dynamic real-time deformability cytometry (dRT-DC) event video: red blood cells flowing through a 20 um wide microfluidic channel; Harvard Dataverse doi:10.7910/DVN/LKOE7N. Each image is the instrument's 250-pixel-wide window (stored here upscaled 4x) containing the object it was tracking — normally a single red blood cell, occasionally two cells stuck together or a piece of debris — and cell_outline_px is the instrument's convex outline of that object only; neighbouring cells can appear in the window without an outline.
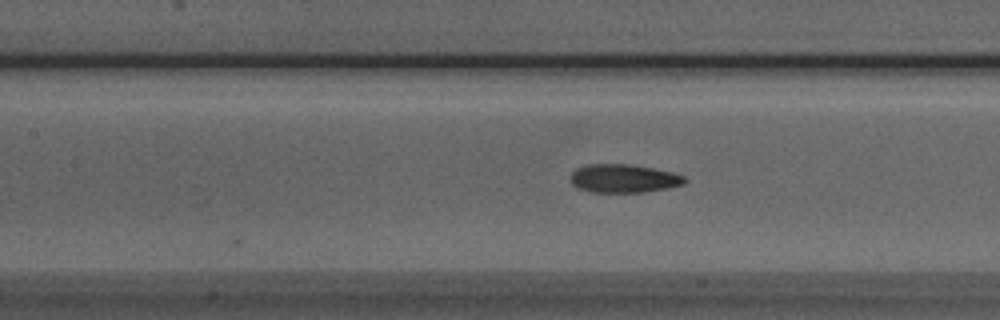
{"species": "Egyptian fruit bat (a non-hibernating species)", "species_latin": "Rousettus aegyptiacus", "temperature_condition": "room temperature", "stored_images_in_passage": 29, "camera_frame_rate_fps": 3000, "um_per_image_px": 0.085, "animal": {"sex": "male"}, "frame": {"image": 1, "passage_image": 10, "time_ms": 3.0, "image_size_px": [1000, 320], "cell_outline_px": [[688, 180], [684, 184], [668, 188], [644, 192], [592, 192], [576, 188], [572, 184], [572, 172], [576, 168], [588, 164], [632, 164], [672, 172], [684, 176]], "centroid_in_image_um": [53.02, 15.17], "position_along_channel_um": 154.4, "area_um2": 18.96}}
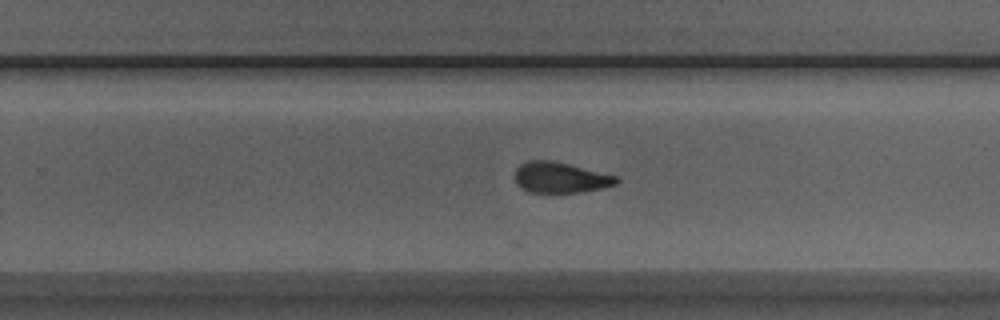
{"frame": {"image": 2, "passage_image": 20, "time_ms": 6.333, "image_size_px": [1000, 320], "cell_outline_px": [[620, 180], [616, 184], [600, 188], [580, 192], [528, 192], [520, 188], [516, 184], [516, 168], [520, 164], [528, 160], [552, 160], [616, 176]], "centroid_in_image_um": [47.59, 15.09], "position_along_channel_um": 282.2, "area_um2": 17.98}}
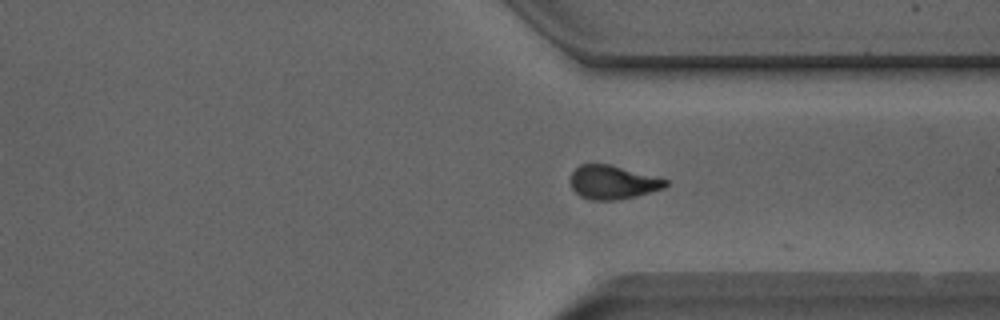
{"frame": {"image": 3, "passage_image": 26, "time_ms": 8.333, "image_size_px": [1000, 320], "cell_outline_px": [[668, 184], [664, 188], [636, 196], [616, 200], [592, 200], [580, 196], [572, 188], [572, 172], [580, 164], [608, 164], [668, 180]], "centroid_in_image_um": [52.08, 15.5], "position_along_channel_um": 359.3, "area_um2": 18.32}, "authors_computed_cell_mechanics": {"area_um2": 18.9584, "velocity_mm_per_s": 3.848, "shape_relaxation_time_tau1_ms": 10.1587, "shape_relaxation_time_tau2_ms": 1.6616, "deformation_change_tau1": 0.3314, "deformation_change_tau2": 0.0848}}